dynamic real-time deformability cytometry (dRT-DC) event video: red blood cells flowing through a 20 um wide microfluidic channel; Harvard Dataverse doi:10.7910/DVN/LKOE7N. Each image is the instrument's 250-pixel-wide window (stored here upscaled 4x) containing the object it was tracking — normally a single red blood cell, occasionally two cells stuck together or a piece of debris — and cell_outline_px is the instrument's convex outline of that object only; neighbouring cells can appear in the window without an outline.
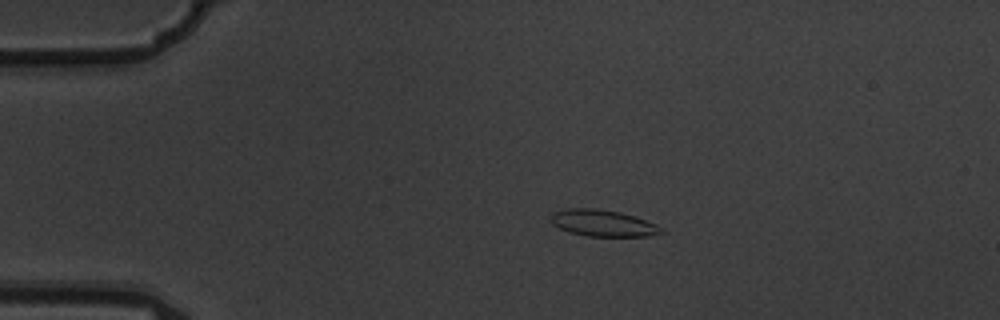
{"species": "common noctule bat (a hibernating species)", "species_latin": "Nyctalus noctula", "temperature_condition": "warm", "stored_images_in_passage": 5, "camera_frame_rate_fps": 3000, "um_per_image_px": 0.085, "animal": {"sex": "male", "body_mass_g": 19.5, "forearm_length_mm": 54.6}, "frame": {"image": 1, "passage_image": 4, "time_ms": 1.0, "image_size_px": [1000, 320], "cell_outline_px": [[668, 232], [648, 236], [588, 236], [568, 232], [552, 224], [552, 216], [556, 212], [568, 208], [596, 208], [620, 212], [656, 224]], "centroid_in_image_um": [51.29, 18.97], "position_along_channel_um": 33.7, "area_um2": 16.94}}